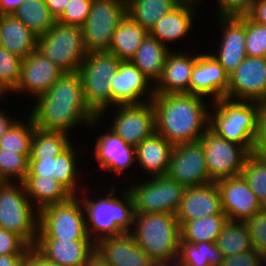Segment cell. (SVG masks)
Wrapping results in <instances>:
<instances>
[{"instance_id": "obj_1", "label": "cell", "mask_w": 266, "mask_h": 266, "mask_svg": "<svg viewBox=\"0 0 266 266\" xmlns=\"http://www.w3.org/2000/svg\"><path fill=\"white\" fill-rule=\"evenodd\" d=\"M35 100L29 115L37 129L69 133L79 124L90 127L101 120L85 102L78 72L64 73L45 94Z\"/></svg>"}, {"instance_id": "obj_2", "label": "cell", "mask_w": 266, "mask_h": 266, "mask_svg": "<svg viewBox=\"0 0 266 266\" xmlns=\"http://www.w3.org/2000/svg\"><path fill=\"white\" fill-rule=\"evenodd\" d=\"M203 98L190 93L155 94L151 101L156 133L173 146L199 141L209 128L208 101Z\"/></svg>"}, {"instance_id": "obj_3", "label": "cell", "mask_w": 266, "mask_h": 266, "mask_svg": "<svg viewBox=\"0 0 266 266\" xmlns=\"http://www.w3.org/2000/svg\"><path fill=\"white\" fill-rule=\"evenodd\" d=\"M115 187L110 188L104 197L97 196L98 199L77 195L84 208L87 234L95 243L104 237L119 236L132 230L135 216L133 196L126 189L120 197L116 195Z\"/></svg>"}, {"instance_id": "obj_4", "label": "cell", "mask_w": 266, "mask_h": 266, "mask_svg": "<svg viewBox=\"0 0 266 266\" xmlns=\"http://www.w3.org/2000/svg\"><path fill=\"white\" fill-rule=\"evenodd\" d=\"M130 234L157 266H175L180 240V225L176 215L135 213Z\"/></svg>"}, {"instance_id": "obj_5", "label": "cell", "mask_w": 266, "mask_h": 266, "mask_svg": "<svg viewBox=\"0 0 266 266\" xmlns=\"http://www.w3.org/2000/svg\"><path fill=\"white\" fill-rule=\"evenodd\" d=\"M212 102L209 128L223 139L242 145L249 153L257 152L259 102L227 98Z\"/></svg>"}, {"instance_id": "obj_6", "label": "cell", "mask_w": 266, "mask_h": 266, "mask_svg": "<svg viewBox=\"0 0 266 266\" xmlns=\"http://www.w3.org/2000/svg\"><path fill=\"white\" fill-rule=\"evenodd\" d=\"M120 63L121 60L108 51H92L86 54L80 65L78 73L85 102L100 119L112 106L110 85Z\"/></svg>"}, {"instance_id": "obj_7", "label": "cell", "mask_w": 266, "mask_h": 266, "mask_svg": "<svg viewBox=\"0 0 266 266\" xmlns=\"http://www.w3.org/2000/svg\"><path fill=\"white\" fill-rule=\"evenodd\" d=\"M38 222L39 210L30 202L23 183L0 182V228L34 246Z\"/></svg>"}, {"instance_id": "obj_8", "label": "cell", "mask_w": 266, "mask_h": 266, "mask_svg": "<svg viewBox=\"0 0 266 266\" xmlns=\"http://www.w3.org/2000/svg\"><path fill=\"white\" fill-rule=\"evenodd\" d=\"M37 240H92L87 234L84 208L78 196L39 210Z\"/></svg>"}, {"instance_id": "obj_9", "label": "cell", "mask_w": 266, "mask_h": 266, "mask_svg": "<svg viewBox=\"0 0 266 266\" xmlns=\"http://www.w3.org/2000/svg\"><path fill=\"white\" fill-rule=\"evenodd\" d=\"M37 50L64 73L78 72L88 53L81 27L58 22L46 33L38 36Z\"/></svg>"}, {"instance_id": "obj_10", "label": "cell", "mask_w": 266, "mask_h": 266, "mask_svg": "<svg viewBox=\"0 0 266 266\" xmlns=\"http://www.w3.org/2000/svg\"><path fill=\"white\" fill-rule=\"evenodd\" d=\"M149 178L128 187L134 199L135 213H169L176 215L185 187L167 175Z\"/></svg>"}, {"instance_id": "obj_11", "label": "cell", "mask_w": 266, "mask_h": 266, "mask_svg": "<svg viewBox=\"0 0 266 266\" xmlns=\"http://www.w3.org/2000/svg\"><path fill=\"white\" fill-rule=\"evenodd\" d=\"M125 16L126 1L93 0L90 13L81 26L87 51H108L113 33Z\"/></svg>"}, {"instance_id": "obj_12", "label": "cell", "mask_w": 266, "mask_h": 266, "mask_svg": "<svg viewBox=\"0 0 266 266\" xmlns=\"http://www.w3.org/2000/svg\"><path fill=\"white\" fill-rule=\"evenodd\" d=\"M200 141L208 173L214 181L241 175L244 162L250 154L242 145L223 139L210 128Z\"/></svg>"}, {"instance_id": "obj_13", "label": "cell", "mask_w": 266, "mask_h": 266, "mask_svg": "<svg viewBox=\"0 0 266 266\" xmlns=\"http://www.w3.org/2000/svg\"><path fill=\"white\" fill-rule=\"evenodd\" d=\"M166 175L185 188L213 182L206 167L201 141L174 146Z\"/></svg>"}, {"instance_id": "obj_14", "label": "cell", "mask_w": 266, "mask_h": 266, "mask_svg": "<svg viewBox=\"0 0 266 266\" xmlns=\"http://www.w3.org/2000/svg\"><path fill=\"white\" fill-rule=\"evenodd\" d=\"M117 107V108H116ZM110 130L126 143L137 146L155 132V111L152 101L140 104L117 105Z\"/></svg>"}, {"instance_id": "obj_15", "label": "cell", "mask_w": 266, "mask_h": 266, "mask_svg": "<svg viewBox=\"0 0 266 266\" xmlns=\"http://www.w3.org/2000/svg\"><path fill=\"white\" fill-rule=\"evenodd\" d=\"M226 98L257 102L266 99V58L246 56L229 75Z\"/></svg>"}, {"instance_id": "obj_16", "label": "cell", "mask_w": 266, "mask_h": 266, "mask_svg": "<svg viewBox=\"0 0 266 266\" xmlns=\"http://www.w3.org/2000/svg\"><path fill=\"white\" fill-rule=\"evenodd\" d=\"M215 182L228 221L245 222L262 210L261 202L242 175L222 178Z\"/></svg>"}, {"instance_id": "obj_17", "label": "cell", "mask_w": 266, "mask_h": 266, "mask_svg": "<svg viewBox=\"0 0 266 266\" xmlns=\"http://www.w3.org/2000/svg\"><path fill=\"white\" fill-rule=\"evenodd\" d=\"M149 83L151 81L131 61H121L110 85L112 106L151 101L155 94L154 85Z\"/></svg>"}, {"instance_id": "obj_18", "label": "cell", "mask_w": 266, "mask_h": 266, "mask_svg": "<svg viewBox=\"0 0 266 266\" xmlns=\"http://www.w3.org/2000/svg\"><path fill=\"white\" fill-rule=\"evenodd\" d=\"M64 74L37 49L22 60L18 86L13 93L39 97ZM24 92V93H23Z\"/></svg>"}, {"instance_id": "obj_19", "label": "cell", "mask_w": 266, "mask_h": 266, "mask_svg": "<svg viewBox=\"0 0 266 266\" xmlns=\"http://www.w3.org/2000/svg\"><path fill=\"white\" fill-rule=\"evenodd\" d=\"M229 85V75L220 63L209 52L197 54L193 66L189 93L203 97L212 96L216 101L226 98Z\"/></svg>"}, {"instance_id": "obj_20", "label": "cell", "mask_w": 266, "mask_h": 266, "mask_svg": "<svg viewBox=\"0 0 266 266\" xmlns=\"http://www.w3.org/2000/svg\"><path fill=\"white\" fill-rule=\"evenodd\" d=\"M222 29L217 52L211 54L230 75L245 59L246 28L243 17H217Z\"/></svg>"}, {"instance_id": "obj_21", "label": "cell", "mask_w": 266, "mask_h": 266, "mask_svg": "<svg viewBox=\"0 0 266 266\" xmlns=\"http://www.w3.org/2000/svg\"><path fill=\"white\" fill-rule=\"evenodd\" d=\"M226 215L221 205V197L213 181L209 184L185 188L180 206L176 212L179 225L206 216Z\"/></svg>"}, {"instance_id": "obj_22", "label": "cell", "mask_w": 266, "mask_h": 266, "mask_svg": "<svg viewBox=\"0 0 266 266\" xmlns=\"http://www.w3.org/2000/svg\"><path fill=\"white\" fill-rule=\"evenodd\" d=\"M94 156L99 168L104 171L114 172L116 176L124 175L129 167L136 162V148L126 143L112 130L107 129L96 137Z\"/></svg>"}, {"instance_id": "obj_23", "label": "cell", "mask_w": 266, "mask_h": 266, "mask_svg": "<svg viewBox=\"0 0 266 266\" xmlns=\"http://www.w3.org/2000/svg\"><path fill=\"white\" fill-rule=\"evenodd\" d=\"M170 51L160 78L154 84V94L189 93V85L197 54Z\"/></svg>"}, {"instance_id": "obj_24", "label": "cell", "mask_w": 266, "mask_h": 266, "mask_svg": "<svg viewBox=\"0 0 266 266\" xmlns=\"http://www.w3.org/2000/svg\"><path fill=\"white\" fill-rule=\"evenodd\" d=\"M95 248L110 266H157L130 233L104 237L95 243Z\"/></svg>"}, {"instance_id": "obj_25", "label": "cell", "mask_w": 266, "mask_h": 266, "mask_svg": "<svg viewBox=\"0 0 266 266\" xmlns=\"http://www.w3.org/2000/svg\"><path fill=\"white\" fill-rule=\"evenodd\" d=\"M59 266H83L95 249L93 240H36L33 246Z\"/></svg>"}, {"instance_id": "obj_26", "label": "cell", "mask_w": 266, "mask_h": 266, "mask_svg": "<svg viewBox=\"0 0 266 266\" xmlns=\"http://www.w3.org/2000/svg\"><path fill=\"white\" fill-rule=\"evenodd\" d=\"M197 6L190 4H179L167 15L158 20L156 25L149 31V34L159 42L168 46L190 33L193 27L195 10Z\"/></svg>"}, {"instance_id": "obj_27", "label": "cell", "mask_w": 266, "mask_h": 266, "mask_svg": "<svg viewBox=\"0 0 266 266\" xmlns=\"http://www.w3.org/2000/svg\"><path fill=\"white\" fill-rule=\"evenodd\" d=\"M173 147L155 132L135 147L136 161L147 172L148 177L166 175Z\"/></svg>"}, {"instance_id": "obj_28", "label": "cell", "mask_w": 266, "mask_h": 266, "mask_svg": "<svg viewBox=\"0 0 266 266\" xmlns=\"http://www.w3.org/2000/svg\"><path fill=\"white\" fill-rule=\"evenodd\" d=\"M1 46L24 59L37 49L36 35L13 14L0 15Z\"/></svg>"}, {"instance_id": "obj_29", "label": "cell", "mask_w": 266, "mask_h": 266, "mask_svg": "<svg viewBox=\"0 0 266 266\" xmlns=\"http://www.w3.org/2000/svg\"><path fill=\"white\" fill-rule=\"evenodd\" d=\"M30 202L38 209L68 201L73 195L55 177L26 176L22 182ZM34 201V202H33Z\"/></svg>"}, {"instance_id": "obj_30", "label": "cell", "mask_w": 266, "mask_h": 266, "mask_svg": "<svg viewBox=\"0 0 266 266\" xmlns=\"http://www.w3.org/2000/svg\"><path fill=\"white\" fill-rule=\"evenodd\" d=\"M170 52L165 46L148 34L130 60L151 82L155 84L160 78L166 57Z\"/></svg>"}, {"instance_id": "obj_31", "label": "cell", "mask_w": 266, "mask_h": 266, "mask_svg": "<svg viewBox=\"0 0 266 266\" xmlns=\"http://www.w3.org/2000/svg\"><path fill=\"white\" fill-rule=\"evenodd\" d=\"M149 32L127 15L113 33L108 52L121 61H130Z\"/></svg>"}, {"instance_id": "obj_32", "label": "cell", "mask_w": 266, "mask_h": 266, "mask_svg": "<svg viewBox=\"0 0 266 266\" xmlns=\"http://www.w3.org/2000/svg\"><path fill=\"white\" fill-rule=\"evenodd\" d=\"M179 4L177 0H127L126 15L149 32Z\"/></svg>"}, {"instance_id": "obj_33", "label": "cell", "mask_w": 266, "mask_h": 266, "mask_svg": "<svg viewBox=\"0 0 266 266\" xmlns=\"http://www.w3.org/2000/svg\"><path fill=\"white\" fill-rule=\"evenodd\" d=\"M228 222L227 215L206 216L180 224V240L189 243H216L222 228Z\"/></svg>"}, {"instance_id": "obj_34", "label": "cell", "mask_w": 266, "mask_h": 266, "mask_svg": "<svg viewBox=\"0 0 266 266\" xmlns=\"http://www.w3.org/2000/svg\"><path fill=\"white\" fill-rule=\"evenodd\" d=\"M224 257L216 243L179 241L175 266H220Z\"/></svg>"}, {"instance_id": "obj_35", "label": "cell", "mask_w": 266, "mask_h": 266, "mask_svg": "<svg viewBox=\"0 0 266 266\" xmlns=\"http://www.w3.org/2000/svg\"><path fill=\"white\" fill-rule=\"evenodd\" d=\"M13 15L38 36L46 33L56 23L45 0H25Z\"/></svg>"}, {"instance_id": "obj_36", "label": "cell", "mask_w": 266, "mask_h": 266, "mask_svg": "<svg viewBox=\"0 0 266 266\" xmlns=\"http://www.w3.org/2000/svg\"><path fill=\"white\" fill-rule=\"evenodd\" d=\"M216 244L223 257L234 256L254 249L244 222L228 221L222 228Z\"/></svg>"}, {"instance_id": "obj_37", "label": "cell", "mask_w": 266, "mask_h": 266, "mask_svg": "<svg viewBox=\"0 0 266 266\" xmlns=\"http://www.w3.org/2000/svg\"><path fill=\"white\" fill-rule=\"evenodd\" d=\"M69 139V134L66 132L36 128L31 140L29 159L56 157L72 144Z\"/></svg>"}, {"instance_id": "obj_38", "label": "cell", "mask_w": 266, "mask_h": 266, "mask_svg": "<svg viewBox=\"0 0 266 266\" xmlns=\"http://www.w3.org/2000/svg\"><path fill=\"white\" fill-rule=\"evenodd\" d=\"M24 122L16 120L0 138V148L18 154H30L31 140L36 129L31 117Z\"/></svg>"}, {"instance_id": "obj_39", "label": "cell", "mask_w": 266, "mask_h": 266, "mask_svg": "<svg viewBox=\"0 0 266 266\" xmlns=\"http://www.w3.org/2000/svg\"><path fill=\"white\" fill-rule=\"evenodd\" d=\"M241 175L263 205L266 202V153H250L244 162Z\"/></svg>"}, {"instance_id": "obj_40", "label": "cell", "mask_w": 266, "mask_h": 266, "mask_svg": "<svg viewBox=\"0 0 266 266\" xmlns=\"http://www.w3.org/2000/svg\"><path fill=\"white\" fill-rule=\"evenodd\" d=\"M76 150L71 144L65 151L56 156L55 159V180L61 183L73 196L81 195L78 193L79 188L78 178L79 173L77 170V161L79 157ZM78 158V159H77ZM78 189V190H77Z\"/></svg>"}, {"instance_id": "obj_41", "label": "cell", "mask_w": 266, "mask_h": 266, "mask_svg": "<svg viewBox=\"0 0 266 266\" xmlns=\"http://www.w3.org/2000/svg\"><path fill=\"white\" fill-rule=\"evenodd\" d=\"M22 60L19 56L0 47V97H5L8 93L10 96L18 86Z\"/></svg>"}, {"instance_id": "obj_42", "label": "cell", "mask_w": 266, "mask_h": 266, "mask_svg": "<svg viewBox=\"0 0 266 266\" xmlns=\"http://www.w3.org/2000/svg\"><path fill=\"white\" fill-rule=\"evenodd\" d=\"M29 156L0 148V181L22 183L28 172Z\"/></svg>"}, {"instance_id": "obj_43", "label": "cell", "mask_w": 266, "mask_h": 266, "mask_svg": "<svg viewBox=\"0 0 266 266\" xmlns=\"http://www.w3.org/2000/svg\"><path fill=\"white\" fill-rule=\"evenodd\" d=\"M246 55L266 58V25L253 21L245 16Z\"/></svg>"}, {"instance_id": "obj_44", "label": "cell", "mask_w": 266, "mask_h": 266, "mask_svg": "<svg viewBox=\"0 0 266 266\" xmlns=\"http://www.w3.org/2000/svg\"><path fill=\"white\" fill-rule=\"evenodd\" d=\"M244 223L254 250L266 260V212L262 209Z\"/></svg>"}, {"instance_id": "obj_45", "label": "cell", "mask_w": 266, "mask_h": 266, "mask_svg": "<svg viewBox=\"0 0 266 266\" xmlns=\"http://www.w3.org/2000/svg\"><path fill=\"white\" fill-rule=\"evenodd\" d=\"M93 0H70L56 22L81 27L87 19Z\"/></svg>"}, {"instance_id": "obj_46", "label": "cell", "mask_w": 266, "mask_h": 266, "mask_svg": "<svg viewBox=\"0 0 266 266\" xmlns=\"http://www.w3.org/2000/svg\"><path fill=\"white\" fill-rule=\"evenodd\" d=\"M256 0H215L218 17H243L252 11Z\"/></svg>"}, {"instance_id": "obj_47", "label": "cell", "mask_w": 266, "mask_h": 266, "mask_svg": "<svg viewBox=\"0 0 266 266\" xmlns=\"http://www.w3.org/2000/svg\"><path fill=\"white\" fill-rule=\"evenodd\" d=\"M29 247L16 233L0 228V255H26Z\"/></svg>"}, {"instance_id": "obj_48", "label": "cell", "mask_w": 266, "mask_h": 266, "mask_svg": "<svg viewBox=\"0 0 266 266\" xmlns=\"http://www.w3.org/2000/svg\"><path fill=\"white\" fill-rule=\"evenodd\" d=\"M220 266H266V260L253 249L249 252L224 257Z\"/></svg>"}, {"instance_id": "obj_49", "label": "cell", "mask_w": 266, "mask_h": 266, "mask_svg": "<svg viewBox=\"0 0 266 266\" xmlns=\"http://www.w3.org/2000/svg\"><path fill=\"white\" fill-rule=\"evenodd\" d=\"M56 157H42L41 159H29L26 176H49L55 175Z\"/></svg>"}, {"instance_id": "obj_50", "label": "cell", "mask_w": 266, "mask_h": 266, "mask_svg": "<svg viewBox=\"0 0 266 266\" xmlns=\"http://www.w3.org/2000/svg\"><path fill=\"white\" fill-rule=\"evenodd\" d=\"M257 151L266 153V99L259 101Z\"/></svg>"}, {"instance_id": "obj_51", "label": "cell", "mask_w": 266, "mask_h": 266, "mask_svg": "<svg viewBox=\"0 0 266 266\" xmlns=\"http://www.w3.org/2000/svg\"><path fill=\"white\" fill-rule=\"evenodd\" d=\"M25 266H59L56 263L45 258L33 246L27 249L25 257Z\"/></svg>"}, {"instance_id": "obj_52", "label": "cell", "mask_w": 266, "mask_h": 266, "mask_svg": "<svg viewBox=\"0 0 266 266\" xmlns=\"http://www.w3.org/2000/svg\"><path fill=\"white\" fill-rule=\"evenodd\" d=\"M248 16L253 21L266 25V0H256Z\"/></svg>"}, {"instance_id": "obj_53", "label": "cell", "mask_w": 266, "mask_h": 266, "mask_svg": "<svg viewBox=\"0 0 266 266\" xmlns=\"http://www.w3.org/2000/svg\"><path fill=\"white\" fill-rule=\"evenodd\" d=\"M70 0H45L51 15L57 20L64 12Z\"/></svg>"}, {"instance_id": "obj_54", "label": "cell", "mask_w": 266, "mask_h": 266, "mask_svg": "<svg viewBox=\"0 0 266 266\" xmlns=\"http://www.w3.org/2000/svg\"><path fill=\"white\" fill-rule=\"evenodd\" d=\"M25 0H0V15L13 14Z\"/></svg>"}, {"instance_id": "obj_55", "label": "cell", "mask_w": 266, "mask_h": 266, "mask_svg": "<svg viewBox=\"0 0 266 266\" xmlns=\"http://www.w3.org/2000/svg\"><path fill=\"white\" fill-rule=\"evenodd\" d=\"M26 255H0V266H25Z\"/></svg>"}, {"instance_id": "obj_56", "label": "cell", "mask_w": 266, "mask_h": 266, "mask_svg": "<svg viewBox=\"0 0 266 266\" xmlns=\"http://www.w3.org/2000/svg\"><path fill=\"white\" fill-rule=\"evenodd\" d=\"M83 266H110L106 259L99 253L95 248L86 259V262Z\"/></svg>"}, {"instance_id": "obj_57", "label": "cell", "mask_w": 266, "mask_h": 266, "mask_svg": "<svg viewBox=\"0 0 266 266\" xmlns=\"http://www.w3.org/2000/svg\"><path fill=\"white\" fill-rule=\"evenodd\" d=\"M0 109V138L7 132L10 126L17 120L15 117L11 118L9 113Z\"/></svg>"}, {"instance_id": "obj_58", "label": "cell", "mask_w": 266, "mask_h": 266, "mask_svg": "<svg viewBox=\"0 0 266 266\" xmlns=\"http://www.w3.org/2000/svg\"><path fill=\"white\" fill-rule=\"evenodd\" d=\"M180 4H190L193 6H196V3H198L197 1H201V0H177Z\"/></svg>"}, {"instance_id": "obj_59", "label": "cell", "mask_w": 266, "mask_h": 266, "mask_svg": "<svg viewBox=\"0 0 266 266\" xmlns=\"http://www.w3.org/2000/svg\"><path fill=\"white\" fill-rule=\"evenodd\" d=\"M262 209L266 212V202L262 205Z\"/></svg>"}]
</instances>
